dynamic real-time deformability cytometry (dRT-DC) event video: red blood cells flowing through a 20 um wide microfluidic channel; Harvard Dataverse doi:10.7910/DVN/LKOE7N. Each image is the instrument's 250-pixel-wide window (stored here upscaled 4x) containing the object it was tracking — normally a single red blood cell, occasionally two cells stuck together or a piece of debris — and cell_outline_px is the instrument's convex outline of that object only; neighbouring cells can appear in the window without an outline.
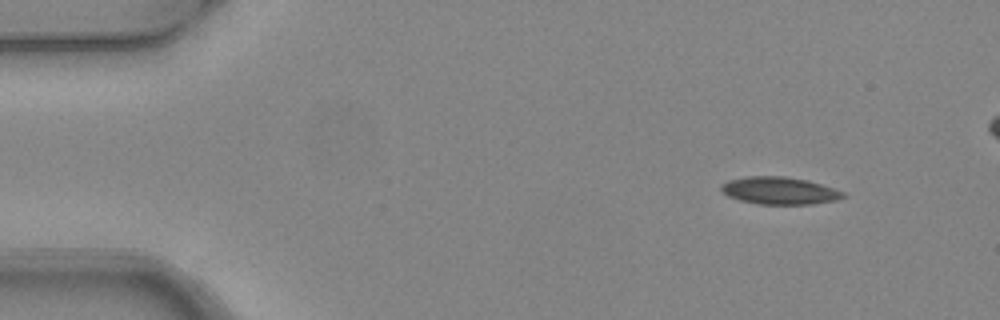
{"species": "common noctule bat (a hibernating species)", "species_latin": "Nyctalus noctula", "temperature_condition": "warm", "stored_images_in_passage": 6, "camera_frame_rate_fps": 3000, "um_per_image_px": 0.085, "animal": {"sex": "female", "body_mass_g": 24.6, "forearm_length_mm": 56.2}, "frame": {"image": 1, "passage_image": 1, "time_ms": 0.0, "image_size_px": [1000, 320], "cell_outline_px": [[844, 196], [836, 200], [812, 204], [756, 204], [740, 200], [728, 196], [720, 192], [720, 184], [728, 180], [744, 176], [784, 176], [808, 180], [844, 192]], "centroid_in_image_um": [66.18, 16.2], "position_along_channel_um": 18.8, "area_um2": 19.54}}
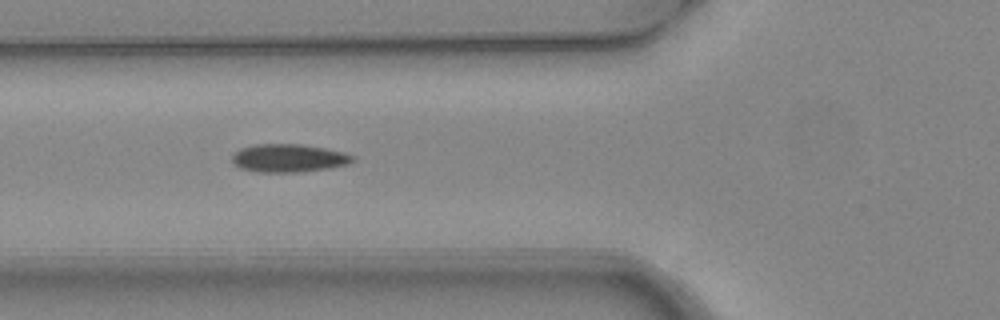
{"frame": {"image": 2, "passage_image": 5, "time_ms": 1.333, "image_size_px": [1000, 320], "cell_outline_px": [[356, 160], [348, 164], [328, 168], [296, 172], [260, 172], [240, 168], [232, 160], [232, 156], [240, 148], [256, 144], [300, 144], [324, 148], [344, 152], [356, 156]], "centroid_in_image_um": [24.57, 13.43], "position_along_channel_um": 101.2, "area_um2": 19.65}}
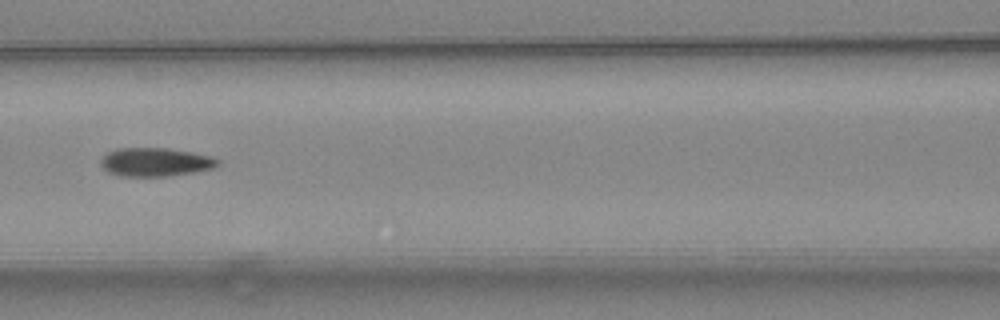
{"frame": {"image": 3, "passage_image": 6, "time_ms": 1.667, "image_size_px": [1000, 320], "cell_outline_px": [[220, 164], [212, 168], [192, 172], [164, 176], [124, 176], [108, 172], [100, 164], [100, 160], [108, 152], [116, 148], [168, 148], [192, 152], [208, 156], [220, 160]], "centroid_in_image_um": [13.18, 13.76], "position_along_channel_um": 153.4, "area_um2": 19.25}}